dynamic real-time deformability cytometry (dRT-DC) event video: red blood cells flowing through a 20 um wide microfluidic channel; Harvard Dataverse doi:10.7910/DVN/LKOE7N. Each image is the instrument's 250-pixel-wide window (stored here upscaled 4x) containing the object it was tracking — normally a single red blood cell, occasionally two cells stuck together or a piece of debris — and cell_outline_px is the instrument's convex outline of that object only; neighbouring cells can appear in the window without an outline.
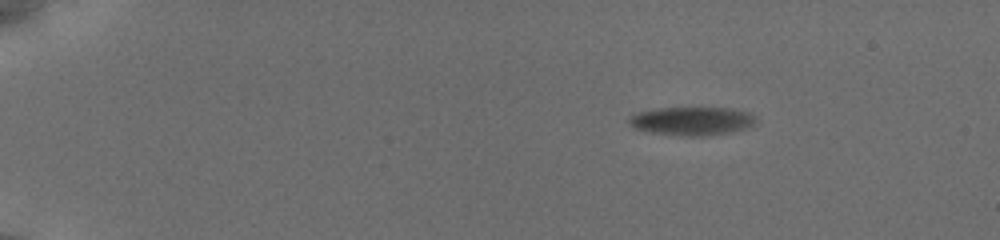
{"species": "common noctule bat (a hibernating species)", "species_latin": "Nyctalus noctula", "temperature_condition": "cold", "stored_images_in_passage": 39, "camera_frame_rate_fps": 3000, "um_per_image_px": 0.085, "animal": {"sex": "female", "body_mass_g": 19.5, "forearm_length_mm": 54.1}, "frame": {"image": 1, "passage_image": 1, "time_ms": 0.0, "image_size_px": [1000, 240], "cell_outline_px": [[756, 120], [752, 124], [744, 128], [728, 132], [704, 136], [692, 136], [652, 132], [636, 128], [628, 120], [628, 116], [640, 112], [660, 108], [732, 108], [748, 112], [756, 116]], "centroid_in_image_um": [58.84, 10.27], "position_along_channel_um": 26.2, "area_um2": 20.52}}
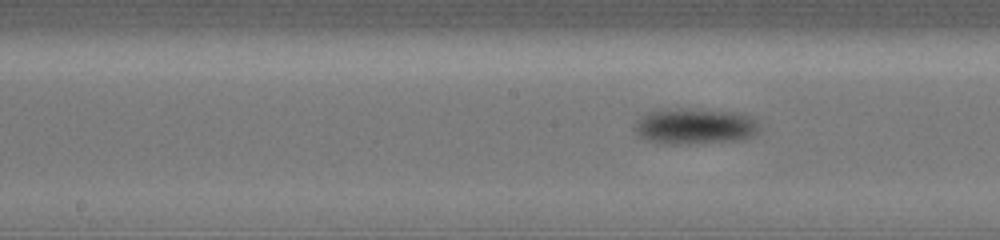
{"frame": {"image": 2, "passage_image": 23, "time_ms": 7.333, "image_size_px": [1000, 240], "cell_outline_px": [[756, 132], [748, 136], [736, 140], [688, 144], [668, 144], [648, 140], [636, 136], [632, 128], [640, 116], [648, 112], [680, 108], [732, 112], [748, 116], [756, 124]], "centroid_in_image_um": [58.91, 10.74], "position_along_channel_um": 189.3, "area_um2": 25.55}}
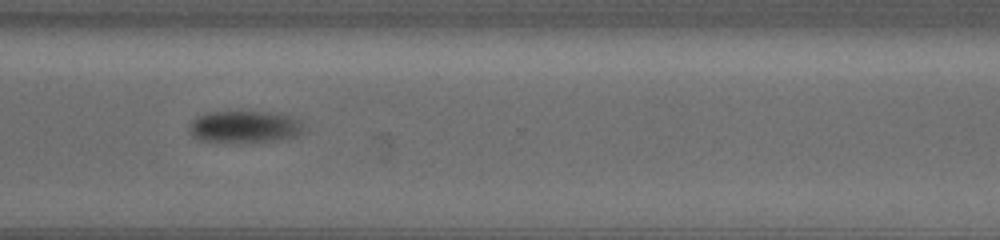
{"frame": {"image": 3, "passage_image": 36, "time_ms": 11.667, "image_size_px": [1000, 240], "cell_outline_px": [[300, 132], [296, 136], [280, 140], [244, 144], [236, 144], [200, 140], [192, 136], [188, 132], [188, 128], [192, 120], [208, 112], [272, 112], [292, 116], [300, 120]], "centroid_in_image_um": [20.74, 10.81], "position_along_channel_um": 349.9, "area_um2": 21.79}, "authors_computed_cell_mechanics": {"area_um2": 22.542, "velocity_mm_per_s": 3.7103, "shape_relaxation_time_tau1_ms": 2.9642, "shape_relaxation_time_tau2_ms": null, "deformation_change_tau1": 0.0841, "deformation_change_tau2": null}}